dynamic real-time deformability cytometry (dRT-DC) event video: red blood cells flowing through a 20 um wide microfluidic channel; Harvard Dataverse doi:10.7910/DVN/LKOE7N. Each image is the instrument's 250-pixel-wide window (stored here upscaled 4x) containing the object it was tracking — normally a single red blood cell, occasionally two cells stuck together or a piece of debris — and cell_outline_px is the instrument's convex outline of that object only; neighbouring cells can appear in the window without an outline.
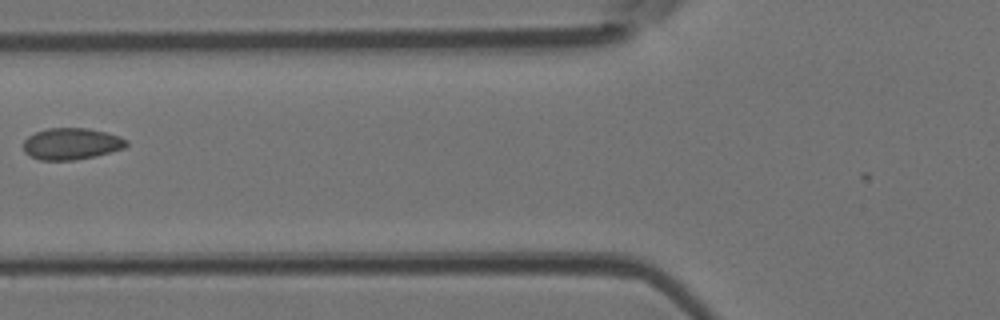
{"species": "Egyptian fruit bat (a non-hibernating species)", "species_latin": "Rousettus aegyptiacus", "temperature_condition": "room temperature", "stored_images_in_passage": 8, "camera_frame_rate_fps": 3000, "um_per_image_px": 0.085, "animal": {"sex": "female"}, "frame": {"image": 1, "passage_image": 6, "time_ms": 1.667, "image_size_px": [1000, 320], "cell_outline_px": [[128, 144], [124, 148], [76, 160], [40, 160], [24, 152], [24, 140], [28, 136], [36, 132], [48, 128], [88, 128], [120, 136], [128, 140]], "centroid_in_image_um": [6.06, 12.21], "position_along_channel_um": 119.7, "area_um2": 18.79}}
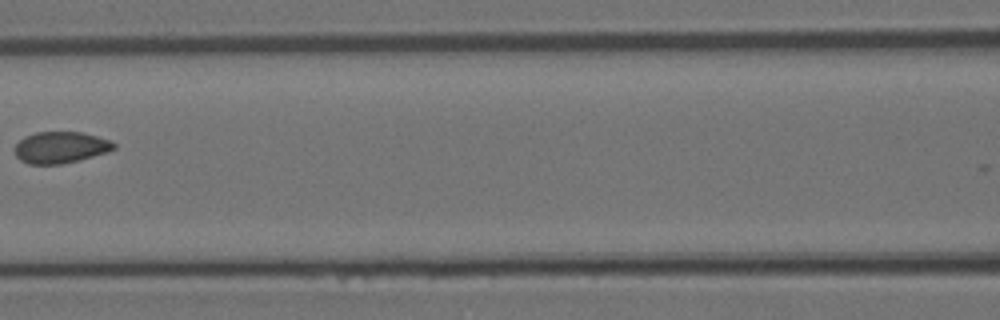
{"frame": {"image": 2, "passage_image": 7, "time_ms": 2.0, "image_size_px": [1000, 320], "cell_outline_px": [[116, 148], [108, 152], [60, 164], [28, 164], [20, 160], [16, 156], [16, 144], [24, 136], [36, 132], [80, 132], [112, 140], [116, 144]], "centroid_in_image_um": [5.16, 12.52], "position_along_channel_um": 161.4, "area_um2": 18.09}}
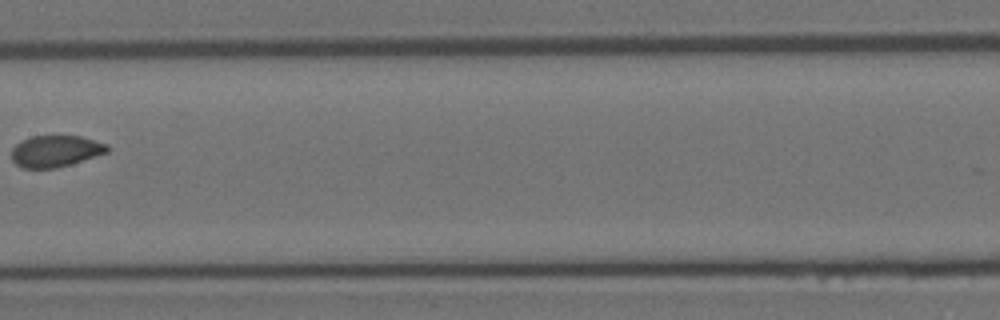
{"frame": {"image": 3, "passage_image": 8, "time_ms": 2.333, "image_size_px": [1000, 320], "cell_outline_px": [[112, 148], [108, 152], [72, 164], [56, 168], [20, 168], [12, 160], [12, 148], [20, 140], [32, 136], [80, 136], [108, 144]], "centroid_in_image_um": [4.73, 12.85], "position_along_channel_um": 202.7, "area_um2": 17.8}}